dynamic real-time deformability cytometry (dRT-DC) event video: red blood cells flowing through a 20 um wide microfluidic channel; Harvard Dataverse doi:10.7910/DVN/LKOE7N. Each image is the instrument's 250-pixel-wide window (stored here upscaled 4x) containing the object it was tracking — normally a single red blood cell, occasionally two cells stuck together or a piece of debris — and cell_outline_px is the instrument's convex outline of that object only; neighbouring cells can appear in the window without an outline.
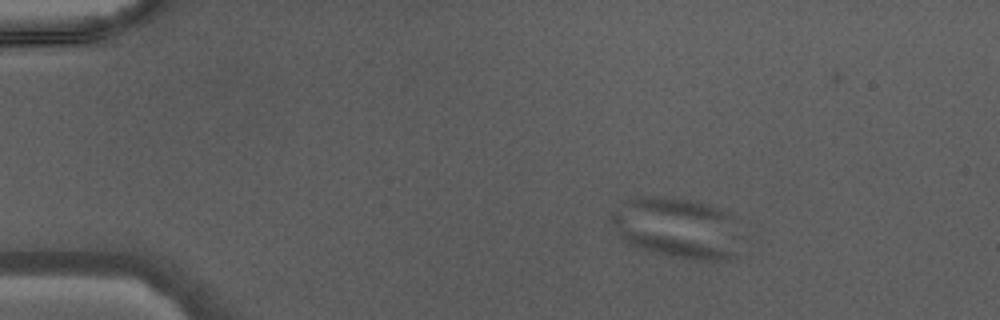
{"species": "Egyptian fruit bat (a non-hibernating species)", "species_latin": "Rousettus aegyptiacus", "temperature_condition": "warm", "stored_images_in_passage": 43, "segment_of_instrument_passage": [3, 3], "camera_frame_rate_fps": 3000, "um_per_image_px": 0.085, "animal": {"sex": "male"}, "frame": {"image": 1, "passage_image": 5, "time_ms": 1.333, "image_size_px": [1000, 320], "cell_outline_px": [[740, 240], [736, 256], [732, 260], [688, 260], [624, 244], [616, 232], [612, 224], [612, 212], [628, 200], [640, 196], [660, 196], [684, 200], [700, 204], [728, 212], [732, 216], [740, 236]], "centroid_in_image_um": [57.55, 19.42], "position_along_channel_um": 27.4, "area_um2": 45.84}}
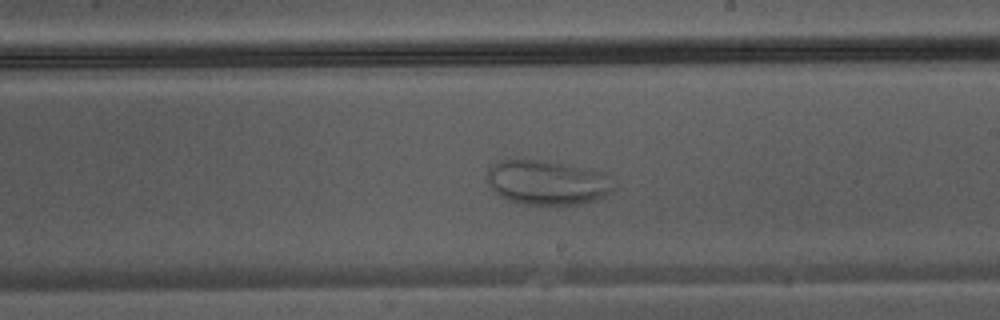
{"frame": {"image": 2, "passage_image": 25, "time_ms": 8.0, "image_size_px": [1000, 320], "cell_outline_px": [[612, 192], [608, 196], [576, 204], [524, 204], [508, 200], [500, 196], [492, 188], [488, 180], [488, 168], [492, 164], [500, 160], [548, 160], [600, 172], [604, 176], [612, 188]], "centroid_in_image_um": [46.44, 15.51], "position_along_channel_um": 242.6, "area_um2": 32.14}}
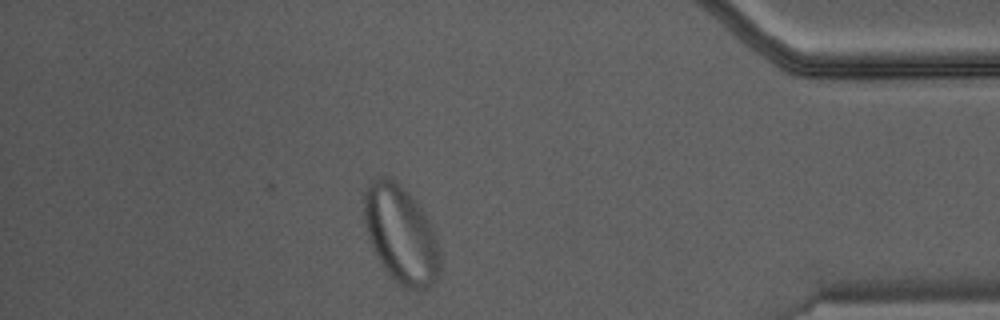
{"frame": {"image": 3, "passage_image": 38, "time_ms": 12.333, "image_size_px": [1000, 320], "cell_outline_px": [[440, 276], [428, 288], [420, 292], [404, 288], [388, 272], [376, 256], [368, 240], [364, 228], [364, 192], [372, 180], [380, 176], [388, 176], [400, 184], [408, 192], [428, 216], [432, 224], [436, 236], [440, 252]], "centroid_in_image_um": [34.1, 19.94], "position_along_channel_um": 401.1, "area_um2": 43.87}}